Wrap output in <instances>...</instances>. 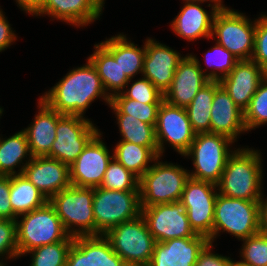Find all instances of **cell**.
<instances>
[{"mask_svg":"<svg viewBox=\"0 0 267 266\" xmlns=\"http://www.w3.org/2000/svg\"><path fill=\"white\" fill-rule=\"evenodd\" d=\"M155 133L159 156H162L165 150V142H169L183 156L196 134L192 130L186 108L170 105L164 100L158 109Z\"/></svg>","mask_w":267,"mask_h":266,"instance_id":"14","label":"cell"},{"mask_svg":"<svg viewBox=\"0 0 267 266\" xmlns=\"http://www.w3.org/2000/svg\"><path fill=\"white\" fill-rule=\"evenodd\" d=\"M9 200L17 216L42 207L48 201L23 174L10 176Z\"/></svg>","mask_w":267,"mask_h":266,"instance_id":"29","label":"cell"},{"mask_svg":"<svg viewBox=\"0 0 267 266\" xmlns=\"http://www.w3.org/2000/svg\"><path fill=\"white\" fill-rule=\"evenodd\" d=\"M211 106L210 133L225 135L236 142L237 136L247 131L244 111L234 103L219 81H215Z\"/></svg>","mask_w":267,"mask_h":266,"instance_id":"22","label":"cell"},{"mask_svg":"<svg viewBox=\"0 0 267 266\" xmlns=\"http://www.w3.org/2000/svg\"><path fill=\"white\" fill-rule=\"evenodd\" d=\"M266 76L267 73L252 59L239 60L219 83L234 103L244 111Z\"/></svg>","mask_w":267,"mask_h":266,"instance_id":"20","label":"cell"},{"mask_svg":"<svg viewBox=\"0 0 267 266\" xmlns=\"http://www.w3.org/2000/svg\"><path fill=\"white\" fill-rule=\"evenodd\" d=\"M98 97L108 105L111 102L95 67L88 60L85 65L68 72L40 98L60 114L84 117L86 109Z\"/></svg>","mask_w":267,"mask_h":266,"instance_id":"1","label":"cell"},{"mask_svg":"<svg viewBox=\"0 0 267 266\" xmlns=\"http://www.w3.org/2000/svg\"><path fill=\"white\" fill-rule=\"evenodd\" d=\"M10 176L0 175V217L3 220L17 219L10 203Z\"/></svg>","mask_w":267,"mask_h":266,"instance_id":"42","label":"cell"},{"mask_svg":"<svg viewBox=\"0 0 267 266\" xmlns=\"http://www.w3.org/2000/svg\"><path fill=\"white\" fill-rule=\"evenodd\" d=\"M2 113H3V109L2 107H0V116H2Z\"/></svg>","mask_w":267,"mask_h":266,"instance_id":"51","label":"cell"},{"mask_svg":"<svg viewBox=\"0 0 267 266\" xmlns=\"http://www.w3.org/2000/svg\"><path fill=\"white\" fill-rule=\"evenodd\" d=\"M65 266H132L112 249L104 235L74 237Z\"/></svg>","mask_w":267,"mask_h":266,"instance_id":"18","label":"cell"},{"mask_svg":"<svg viewBox=\"0 0 267 266\" xmlns=\"http://www.w3.org/2000/svg\"><path fill=\"white\" fill-rule=\"evenodd\" d=\"M158 156L154 164L139 178L141 207L177 202L181 200L189 171L174 165L161 162Z\"/></svg>","mask_w":267,"mask_h":266,"instance_id":"4","label":"cell"},{"mask_svg":"<svg viewBox=\"0 0 267 266\" xmlns=\"http://www.w3.org/2000/svg\"><path fill=\"white\" fill-rule=\"evenodd\" d=\"M213 244L208 242L198 255L194 266H231L232 259L227 256L212 253Z\"/></svg>","mask_w":267,"mask_h":266,"instance_id":"43","label":"cell"},{"mask_svg":"<svg viewBox=\"0 0 267 266\" xmlns=\"http://www.w3.org/2000/svg\"><path fill=\"white\" fill-rule=\"evenodd\" d=\"M38 114L24 132L27 136L32 157L47 156L56 138L58 112L49 107L41 98L38 100Z\"/></svg>","mask_w":267,"mask_h":266,"instance_id":"25","label":"cell"},{"mask_svg":"<svg viewBox=\"0 0 267 266\" xmlns=\"http://www.w3.org/2000/svg\"><path fill=\"white\" fill-rule=\"evenodd\" d=\"M93 196L94 188L71 185L48 200L70 236L95 235Z\"/></svg>","mask_w":267,"mask_h":266,"instance_id":"6","label":"cell"},{"mask_svg":"<svg viewBox=\"0 0 267 266\" xmlns=\"http://www.w3.org/2000/svg\"><path fill=\"white\" fill-rule=\"evenodd\" d=\"M231 266H247V265H244V264H242L240 261H234V260H232V265Z\"/></svg>","mask_w":267,"mask_h":266,"instance_id":"48","label":"cell"},{"mask_svg":"<svg viewBox=\"0 0 267 266\" xmlns=\"http://www.w3.org/2000/svg\"><path fill=\"white\" fill-rule=\"evenodd\" d=\"M222 231L238 240L259 233V201L229 198L218 193L214 207L213 242Z\"/></svg>","mask_w":267,"mask_h":266,"instance_id":"7","label":"cell"},{"mask_svg":"<svg viewBox=\"0 0 267 266\" xmlns=\"http://www.w3.org/2000/svg\"><path fill=\"white\" fill-rule=\"evenodd\" d=\"M122 141L149 147L157 156L158 144L156 140L155 124H148L127 114H115Z\"/></svg>","mask_w":267,"mask_h":266,"instance_id":"31","label":"cell"},{"mask_svg":"<svg viewBox=\"0 0 267 266\" xmlns=\"http://www.w3.org/2000/svg\"><path fill=\"white\" fill-rule=\"evenodd\" d=\"M255 29L256 19L252 22L243 13L229 8L216 13L211 39L217 38V43L238 60H249L254 50Z\"/></svg>","mask_w":267,"mask_h":266,"instance_id":"10","label":"cell"},{"mask_svg":"<svg viewBox=\"0 0 267 266\" xmlns=\"http://www.w3.org/2000/svg\"><path fill=\"white\" fill-rule=\"evenodd\" d=\"M26 163L23 159L27 158ZM32 159L29 150L27 136L24 130H21L9 138L0 137V175H21L27 163ZM21 165L20 170L16 171L15 167ZM18 172V173H17Z\"/></svg>","mask_w":267,"mask_h":266,"instance_id":"28","label":"cell"},{"mask_svg":"<svg viewBox=\"0 0 267 266\" xmlns=\"http://www.w3.org/2000/svg\"><path fill=\"white\" fill-rule=\"evenodd\" d=\"M15 222L18 257L36 247L64 241L70 236L49 201L42 207L17 216Z\"/></svg>","mask_w":267,"mask_h":266,"instance_id":"3","label":"cell"},{"mask_svg":"<svg viewBox=\"0 0 267 266\" xmlns=\"http://www.w3.org/2000/svg\"><path fill=\"white\" fill-rule=\"evenodd\" d=\"M94 49V53L87 60L95 67L106 93L112 98L124 91L131 79L127 77L119 63L100 43L95 44Z\"/></svg>","mask_w":267,"mask_h":266,"instance_id":"26","label":"cell"},{"mask_svg":"<svg viewBox=\"0 0 267 266\" xmlns=\"http://www.w3.org/2000/svg\"><path fill=\"white\" fill-rule=\"evenodd\" d=\"M100 44L114 57L122 71L132 80L138 73H143L145 56V44L143 48L137 47L134 42L126 38L124 34H118Z\"/></svg>","mask_w":267,"mask_h":266,"instance_id":"27","label":"cell"},{"mask_svg":"<svg viewBox=\"0 0 267 266\" xmlns=\"http://www.w3.org/2000/svg\"><path fill=\"white\" fill-rule=\"evenodd\" d=\"M113 157L140 178L152 166L149 163L158 156L149 147L121 140L113 149Z\"/></svg>","mask_w":267,"mask_h":266,"instance_id":"30","label":"cell"},{"mask_svg":"<svg viewBox=\"0 0 267 266\" xmlns=\"http://www.w3.org/2000/svg\"><path fill=\"white\" fill-rule=\"evenodd\" d=\"M100 187L119 191L139 190V178L113 157Z\"/></svg>","mask_w":267,"mask_h":266,"instance_id":"35","label":"cell"},{"mask_svg":"<svg viewBox=\"0 0 267 266\" xmlns=\"http://www.w3.org/2000/svg\"><path fill=\"white\" fill-rule=\"evenodd\" d=\"M235 141L216 133H196L188 151L183 155L192 159L194 170L189 177L217 184L229 156L234 152L230 145Z\"/></svg>","mask_w":267,"mask_h":266,"instance_id":"5","label":"cell"},{"mask_svg":"<svg viewBox=\"0 0 267 266\" xmlns=\"http://www.w3.org/2000/svg\"><path fill=\"white\" fill-rule=\"evenodd\" d=\"M189 1H193V2H200V3H204V2H212L213 5H211L210 3L208 4L207 7H213L214 9H216L217 11H223V10H227L229 9V7H225L222 3V0H189Z\"/></svg>","mask_w":267,"mask_h":266,"instance_id":"47","label":"cell"},{"mask_svg":"<svg viewBox=\"0 0 267 266\" xmlns=\"http://www.w3.org/2000/svg\"><path fill=\"white\" fill-rule=\"evenodd\" d=\"M214 95L215 81H209L186 107L192 130L195 133L210 132V114Z\"/></svg>","mask_w":267,"mask_h":266,"instance_id":"32","label":"cell"},{"mask_svg":"<svg viewBox=\"0 0 267 266\" xmlns=\"http://www.w3.org/2000/svg\"><path fill=\"white\" fill-rule=\"evenodd\" d=\"M98 132L90 119L58 113L56 138L47 156L70 166Z\"/></svg>","mask_w":267,"mask_h":266,"instance_id":"11","label":"cell"},{"mask_svg":"<svg viewBox=\"0 0 267 266\" xmlns=\"http://www.w3.org/2000/svg\"><path fill=\"white\" fill-rule=\"evenodd\" d=\"M267 73V15L256 19L254 50L251 58Z\"/></svg>","mask_w":267,"mask_h":266,"instance_id":"40","label":"cell"},{"mask_svg":"<svg viewBox=\"0 0 267 266\" xmlns=\"http://www.w3.org/2000/svg\"><path fill=\"white\" fill-rule=\"evenodd\" d=\"M102 11L96 0H46L36 16L48 15L69 25L84 27L98 20Z\"/></svg>","mask_w":267,"mask_h":266,"instance_id":"24","label":"cell"},{"mask_svg":"<svg viewBox=\"0 0 267 266\" xmlns=\"http://www.w3.org/2000/svg\"><path fill=\"white\" fill-rule=\"evenodd\" d=\"M260 233L267 235V197L262 194L259 200Z\"/></svg>","mask_w":267,"mask_h":266,"instance_id":"46","label":"cell"},{"mask_svg":"<svg viewBox=\"0 0 267 266\" xmlns=\"http://www.w3.org/2000/svg\"><path fill=\"white\" fill-rule=\"evenodd\" d=\"M161 103H141L129 98H111L110 108L114 114L134 116L142 122L156 124L158 109Z\"/></svg>","mask_w":267,"mask_h":266,"instance_id":"34","label":"cell"},{"mask_svg":"<svg viewBox=\"0 0 267 266\" xmlns=\"http://www.w3.org/2000/svg\"><path fill=\"white\" fill-rule=\"evenodd\" d=\"M23 175L47 200L71 186L69 166L48 156L32 157Z\"/></svg>","mask_w":267,"mask_h":266,"instance_id":"19","label":"cell"},{"mask_svg":"<svg viewBox=\"0 0 267 266\" xmlns=\"http://www.w3.org/2000/svg\"><path fill=\"white\" fill-rule=\"evenodd\" d=\"M183 58L169 46L147 38L141 76L147 78L164 94L171 87L175 71Z\"/></svg>","mask_w":267,"mask_h":266,"instance_id":"17","label":"cell"},{"mask_svg":"<svg viewBox=\"0 0 267 266\" xmlns=\"http://www.w3.org/2000/svg\"><path fill=\"white\" fill-rule=\"evenodd\" d=\"M104 236L124 262L132 266H148L156 241L142 215L116 225Z\"/></svg>","mask_w":267,"mask_h":266,"instance_id":"8","label":"cell"},{"mask_svg":"<svg viewBox=\"0 0 267 266\" xmlns=\"http://www.w3.org/2000/svg\"><path fill=\"white\" fill-rule=\"evenodd\" d=\"M254 148H238L229 156L220 181L218 193L235 199L259 201L263 191V160Z\"/></svg>","mask_w":267,"mask_h":266,"instance_id":"2","label":"cell"},{"mask_svg":"<svg viewBox=\"0 0 267 266\" xmlns=\"http://www.w3.org/2000/svg\"><path fill=\"white\" fill-rule=\"evenodd\" d=\"M208 242L203 235L156 242L148 266H194Z\"/></svg>","mask_w":267,"mask_h":266,"instance_id":"21","label":"cell"},{"mask_svg":"<svg viewBox=\"0 0 267 266\" xmlns=\"http://www.w3.org/2000/svg\"><path fill=\"white\" fill-rule=\"evenodd\" d=\"M6 264L3 262V259L0 261V266H5Z\"/></svg>","mask_w":267,"mask_h":266,"instance_id":"50","label":"cell"},{"mask_svg":"<svg viewBox=\"0 0 267 266\" xmlns=\"http://www.w3.org/2000/svg\"><path fill=\"white\" fill-rule=\"evenodd\" d=\"M74 241L73 236H69L64 241H59L53 244L36 247L27 253H30V266H65L66 258Z\"/></svg>","mask_w":267,"mask_h":266,"instance_id":"33","label":"cell"},{"mask_svg":"<svg viewBox=\"0 0 267 266\" xmlns=\"http://www.w3.org/2000/svg\"><path fill=\"white\" fill-rule=\"evenodd\" d=\"M199 59L186 55L178 64L171 87L164 93V101L173 106L186 108L197 92L210 80L207 71L201 67Z\"/></svg>","mask_w":267,"mask_h":266,"instance_id":"16","label":"cell"},{"mask_svg":"<svg viewBox=\"0 0 267 266\" xmlns=\"http://www.w3.org/2000/svg\"><path fill=\"white\" fill-rule=\"evenodd\" d=\"M244 123L247 131L267 123V76L258 86L249 106L244 110Z\"/></svg>","mask_w":267,"mask_h":266,"instance_id":"37","label":"cell"},{"mask_svg":"<svg viewBox=\"0 0 267 266\" xmlns=\"http://www.w3.org/2000/svg\"><path fill=\"white\" fill-rule=\"evenodd\" d=\"M101 136L99 131L69 166L71 185L86 188L100 187L107 166L113 158Z\"/></svg>","mask_w":267,"mask_h":266,"instance_id":"15","label":"cell"},{"mask_svg":"<svg viewBox=\"0 0 267 266\" xmlns=\"http://www.w3.org/2000/svg\"><path fill=\"white\" fill-rule=\"evenodd\" d=\"M184 6L172 20L171 28L180 38L194 41L199 38H211L216 9L211 7L210 14L200 6V2L184 0Z\"/></svg>","mask_w":267,"mask_h":266,"instance_id":"23","label":"cell"},{"mask_svg":"<svg viewBox=\"0 0 267 266\" xmlns=\"http://www.w3.org/2000/svg\"><path fill=\"white\" fill-rule=\"evenodd\" d=\"M216 188L217 185L212 182L189 177L180 200L187 212L190 227L196 234L206 236L212 243L214 207L218 194Z\"/></svg>","mask_w":267,"mask_h":266,"instance_id":"12","label":"cell"},{"mask_svg":"<svg viewBox=\"0 0 267 266\" xmlns=\"http://www.w3.org/2000/svg\"><path fill=\"white\" fill-rule=\"evenodd\" d=\"M204 59L207 66L212 67V70L207 73V78L210 81H220L226 77L239 61L236 56L217 42L213 48L205 53Z\"/></svg>","mask_w":267,"mask_h":266,"instance_id":"36","label":"cell"},{"mask_svg":"<svg viewBox=\"0 0 267 266\" xmlns=\"http://www.w3.org/2000/svg\"><path fill=\"white\" fill-rule=\"evenodd\" d=\"M243 241L241 263L247 266H267V235L257 233Z\"/></svg>","mask_w":267,"mask_h":266,"instance_id":"38","label":"cell"},{"mask_svg":"<svg viewBox=\"0 0 267 266\" xmlns=\"http://www.w3.org/2000/svg\"><path fill=\"white\" fill-rule=\"evenodd\" d=\"M45 1L46 0H16V3H18L17 5L22 11L35 16L43 9Z\"/></svg>","mask_w":267,"mask_h":266,"instance_id":"45","label":"cell"},{"mask_svg":"<svg viewBox=\"0 0 267 266\" xmlns=\"http://www.w3.org/2000/svg\"><path fill=\"white\" fill-rule=\"evenodd\" d=\"M95 235H104L118 224L141 215L139 190L119 191L94 188Z\"/></svg>","mask_w":267,"mask_h":266,"instance_id":"9","label":"cell"},{"mask_svg":"<svg viewBox=\"0 0 267 266\" xmlns=\"http://www.w3.org/2000/svg\"><path fill=\"white\" fill-rule=\"evenodd\" d=\"M149 232L156 242L196 237L188 215L180 201L141 207Z\"/></svg>","mask_w":267,"mask_h":266,"instance_id":"13","label":"cell"},{"mask_svg":"<svg viewBox=\"0 0 267 266\" xmlns=\"http://www.w3.org/2000/svg\"><path fill=\"white\" fill-rule=\"evenodd\" d=\"M105 0H96V2L103 8L105 2Z\"/></svg>","mask_w":267,"mask_h":266,"instance_id":"49","label":"cell"},{"mask_svg":"<svg viewBox=\"0 0 267 266\" xmlns=\"http://www.w3.org/2000/svg\"><path fill=\"white\" fill-rule=\"evenodd\" d=\"M11 29L5 14L0 8V52L10 47L17 39L16 34Z\"/></svg>","mask_w":267,"mask_h":266,"instance_id":"44","label":"cell"},{"mask_svg":"<svg viewBox=\"0 0 267 266\" xmlns=\"http://www.w3.org/2000/svg\"><path fill=\"white\" fill-rule=\"evenodd\" d=\"M129 83L125 86L126 90L120 94L114 95L112 98H129L137 100L141 103H162L164 94L160 92L147 78L144 76L138 79L129 88Z\"/></svg>","mask_w":267,"mask_h":266,"instance_id":"39","label":"cell"},{"mask_svg":"<svg viewBox=\"0 0 267 266\" xmlns=\"http://www.w3.org/2000/svg\"><path fill=\"white\" fill-rule=\"evenodd\" d=\"M6 254V259L18 258L16 222L3 220L0 223V258Z\"/></svg>","mask_w":267,"mask_h":266,"instance_id":"41","label":"cell"}]
</instances>
